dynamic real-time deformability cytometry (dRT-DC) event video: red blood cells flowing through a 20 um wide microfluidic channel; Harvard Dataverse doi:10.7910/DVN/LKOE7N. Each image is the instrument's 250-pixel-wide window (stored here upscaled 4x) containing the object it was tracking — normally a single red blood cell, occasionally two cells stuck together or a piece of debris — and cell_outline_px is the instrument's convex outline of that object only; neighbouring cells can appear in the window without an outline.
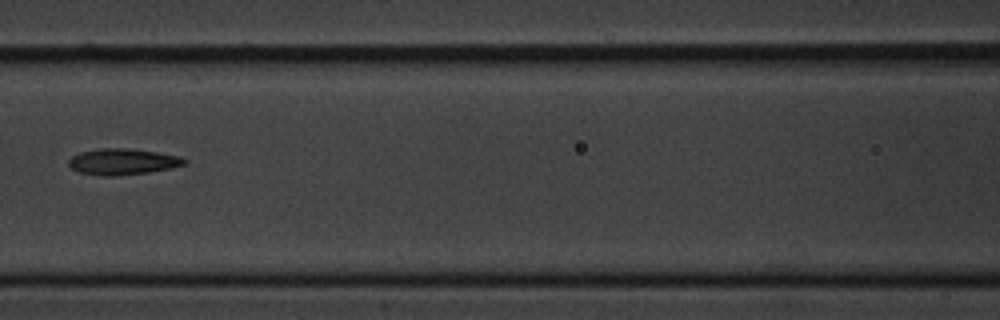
{"species": "common noctule bat (a hibernating species)", "species_latin": "Nyctalus noctula", "temperature_condition": "cold", "stored_images_in_passage": 15, "camera_frame_rate_fps": 3000, "um_per_image_px": 0.085, "animal": {"sex": "male", "body_mass_g": 20.1, "forearm_length_mm": 53.5}, "frame": {"image": 1, "passage_image": 7, "time_ms": 8.0, "image_size_px": [1000, 320], "cell_outline_px": [[188, 160], [184, 164], [172, 168], [148, 172], [116, 176], [100, 176], [80, 172], [72, 168], [68, 164], [68, 160], [72, 156], [80, 152], [100, 148], [128, 148], [156, 152], [180, 156]], "centroid_in_image_um": [10.42, 13.74], "position_along_channel_um": 156.2, "area_um2": 17.63}}
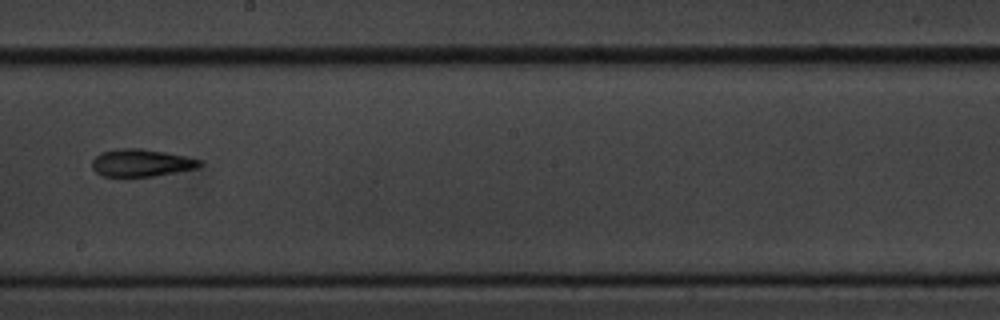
{"frame": {"image": 2, "passage_image": 9, "time_ms": 10.333, "image_size_px": [1000, 320], "cell_outline_px": [[200, 164], [196, 168], [156, 176], [100, 176], [92, 168], [92, 160], [100, 152], [120, 148], [140, 148], [164, 152], [184, 156], [200, 160]], "centroid_in_image_um": [11.94, 13.84], "position_along_channel_um": 236.3, "area_um2": 17.05}}
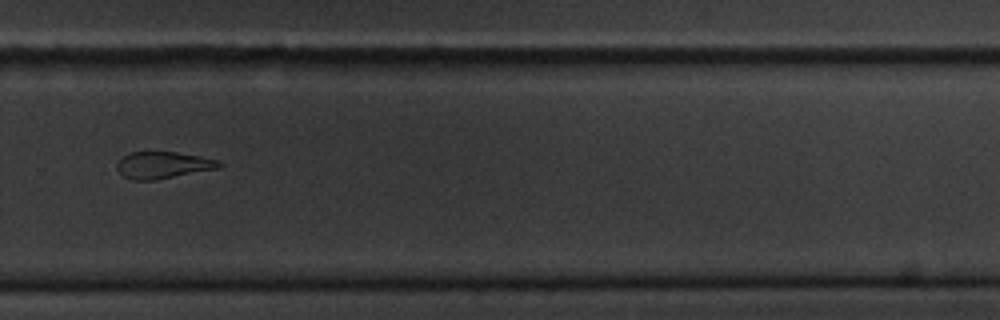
{"frame": {"image": 3, "passage_image": 11, "time_ms": 12.667, "image_size_px": [1000, 320], "cell_outline_px": [[224, 164], [220, 168], [156, 180], [132, 180], [124, 176], [116, 168], [116, 164], [124, 156], [132, 152], [176, 152], [200, 156], [216, 160]], "centroid_in_image_um": [13.88, 14.04], "position_along_channel_um": 315.9, "area_um2": 15.9}, "authors_computed_cell_mechanics": {"area_um2": 17.8602, "velocity_mm_per_s": 3.448, "shape_relaxation_time_tau1_ms": 10.296, "shape_relaxation_time_tau2_ms": 7.305, "deformation_change_tau1": 0.1751, "deformation_change_tau2": 0.1726}}